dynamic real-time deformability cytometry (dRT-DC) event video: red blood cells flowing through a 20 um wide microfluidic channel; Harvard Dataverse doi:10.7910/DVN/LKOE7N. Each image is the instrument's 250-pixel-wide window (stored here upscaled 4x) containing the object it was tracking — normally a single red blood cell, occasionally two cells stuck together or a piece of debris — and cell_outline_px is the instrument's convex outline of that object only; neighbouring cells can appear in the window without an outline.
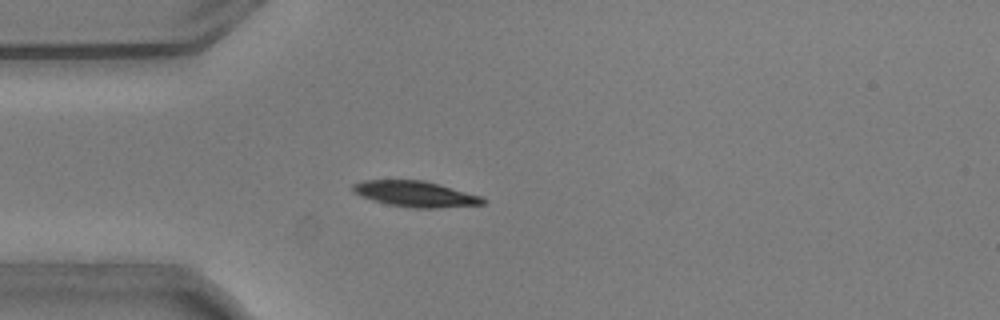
{"species": "common noctule bat (a hibernating species)", "species_latin": "Nyctalus noctula", "temperature_condition": "warm", "stored_images_in_passage": 55, "camera_frame_rate_fps": 3000, "um_per_image_px": 0.085, "animal": {"sex": "male", "body_mass_g": 20.5, "forearm_length_mm": 52.5}, "frame": {"image": 1, "passage_image": 15, "time_ms": 4.667, "image_size_px": [1000, 320], "cell_outline_px": [[488, 200], [484, 204], [436, 208], [416, 208], [388, 204], [360, 196], [352, 192], [352, 184], [360, 180], [424, 180], [484, 196]], "centroid_in_image_um": [35.33, 16.48], "position_along_channel_um": 49.7, "area_um2": 19.71}}
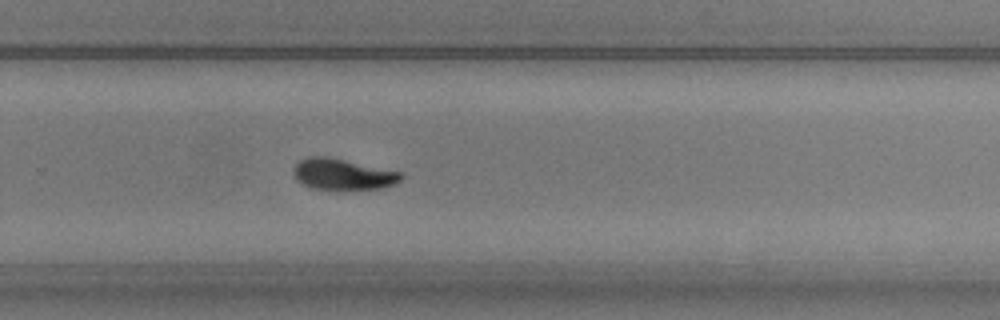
{"frame": {"image": 2, "passage_image": 36, "time_ms": 11.667, "image_size_px": [1000, 320], "cell_outline_px": [[404, 176], [396, 184], [380, 188], [312, 188], [296, 180], [292, 176], [292, 168], [300, 160], [308, 156], [328, 156], [400, 172]], "centroid_in_image_um": [29.08, 14.78], "position_along_channel_um": 300.7, "area_um2": 19.19}}
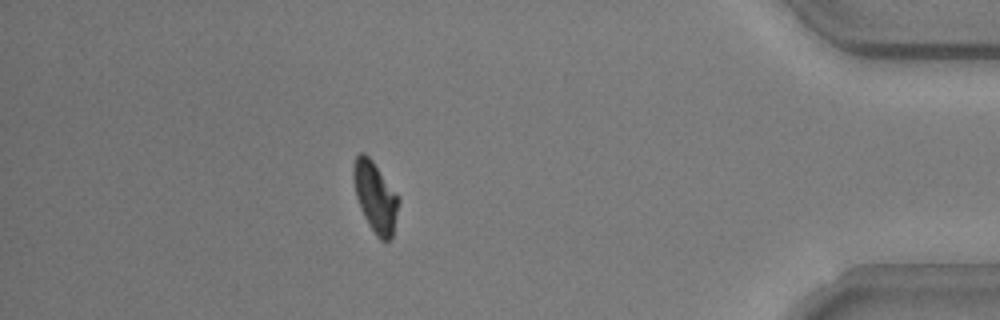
{"frame": {"image": 3, "passage_image": 48, "time_ms": 15.667, "image_size_px": [1000, 320], "cell_outline_px": [[400, 200], [392, 236], [384, 244], [376, 236], [368, 224], [360, 208], [356, 196], [352, 176], [352, 168], [356, 156], [360, 152], [364, 152], [372, 160]], "centroid_in_image_um": [31.87, 16.76], "position_along_channel_um": 403.3, "area_um2": 18.38}, "authors_computed_cell_mechanics": {"area_um2": 19.1896, "velocity_mm_per_s": 3.7244, "shape_relaxation_time_tau1_ms": 2.3369, "shape_relaxation_time_tau2_ms": 3.6423, "deformation_change_tau1": 0.1411, "deformation_change_tau2": 0.0739}}